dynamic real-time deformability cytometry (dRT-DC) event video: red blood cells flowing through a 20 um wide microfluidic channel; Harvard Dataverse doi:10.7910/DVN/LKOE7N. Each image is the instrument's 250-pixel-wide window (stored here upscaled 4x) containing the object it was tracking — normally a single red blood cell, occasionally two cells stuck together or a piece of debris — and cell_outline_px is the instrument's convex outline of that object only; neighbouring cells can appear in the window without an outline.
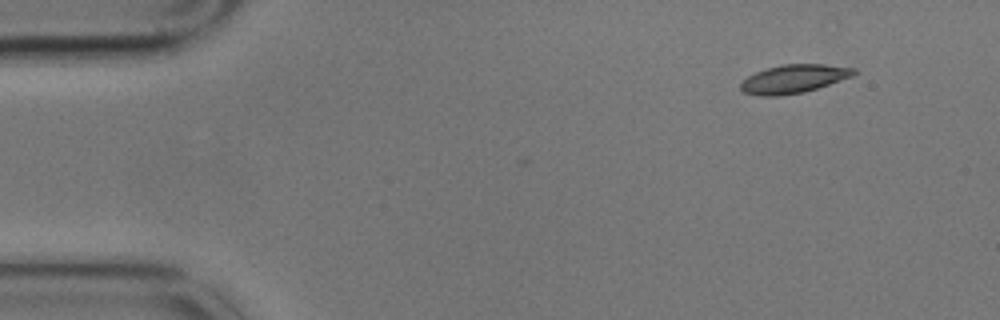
{"species": "common noctule bat (a hibernating species)", "species_latin": "Nyctalus noctula", "temperature_condition": "cold", "stored_images_in_passage": 3, "camera_frame_rate_fps": 3000, "um_per_image_px": 0.085, "animal": {"sex": "male", "body_mass_g": 17.9}, "frame": {"image": 1, "passage_image": 1, "time_ms": 0.0, "image_size_px": [1000, 320], "cell_outline_px": [[860, 72], [852, 76], [804, 92], [780, 96], [760, 96], [744, 92], [740, 88], [740, 84], [748, 76], [764, 68], [780, 64], [824, 64], [856, 68]], "centroid_in_image_um": [67.47, 6.69], "position_along_channel_um": 17.5, "area_um2": 18.84}}